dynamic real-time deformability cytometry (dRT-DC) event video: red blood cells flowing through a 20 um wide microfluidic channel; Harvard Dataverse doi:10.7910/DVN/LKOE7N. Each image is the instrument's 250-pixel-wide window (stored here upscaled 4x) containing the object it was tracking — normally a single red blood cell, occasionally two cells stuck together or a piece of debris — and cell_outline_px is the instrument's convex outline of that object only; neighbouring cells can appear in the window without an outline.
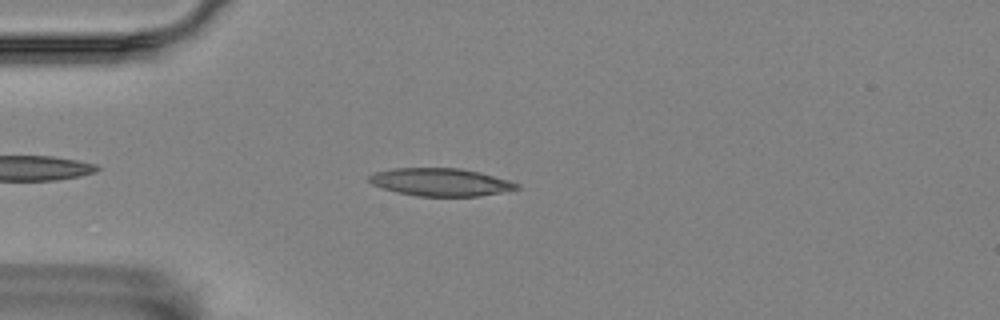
{"species": "Egyptian fruit bat (a non-hibernating species)", "species_latin": "Rousettus aegyptiacus", "temperature_condition": "room temperature", "stored_images_in_passage": 42, "camera_frame_rate_fps": 3000, "um_per_image_px": 0.085, "animal": {"sex": "female"}, "frame": {"image": 1, "passage_image": 7, "time_ms": 2.0, "image_size_px": [1000, 320], "cell_outline_px": [[520, 188], [480, 196], [416, 196], [396, 192], [372, 184], [368, 180], [368, 176], [376, 172], [392, 168], [460, 168], [480, 172], [508, 180], [520, 184]], "centroid_in_image_um": [37.44, 15.48], "position_along_channel_um": 47.6, "area_um2": 23.81}}
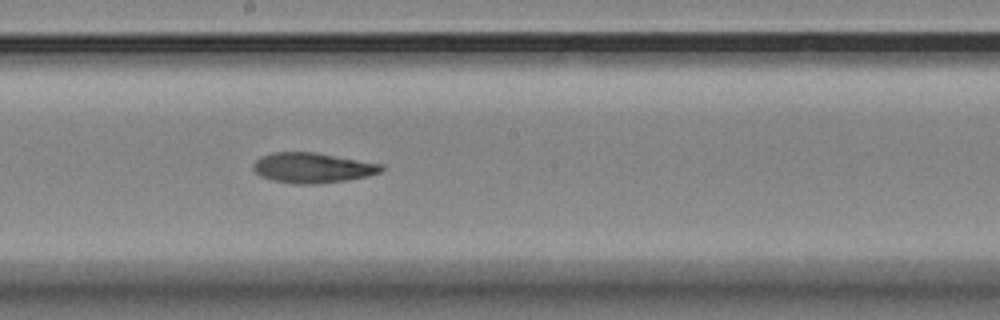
{"frame": {"image": 2, "passage_image": 23, "time_ms": 7.333, "image_size_px": [1000, 320], "cell_outline_px": [[384, 168], [380, 172], [368, 176], [348, 180], [316, 184], [296, 184], [272, 180], [260, 176], [252, 168], [252, 164], [260, 156], [272, 152], [316, 152], [384, 164]], "centroid_in_image_um": [26.56, 14.26], "position_along_channel_um": 221.6, "area_um2": 22.77}}
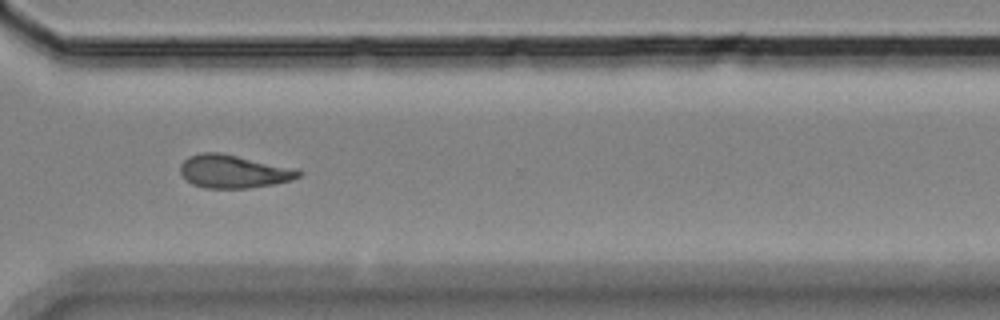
{"frame": {"image": 3, "passage_image": 34, "time_ms": 11.0, "image_size_px": [1000, 320], "cell_outline_px": [[304, 172], [300, 176], [292, 180], [272, 184], [248, 188], [204, 188], [192, 184], [180, 172], [180, 164], [188, 156], [200, 152], [220, 152], [300, 168]], "centroid_in_image_um": [19.91, 14.55], "position_along_channel_um": 350.7, "area_um2": 23.24}}